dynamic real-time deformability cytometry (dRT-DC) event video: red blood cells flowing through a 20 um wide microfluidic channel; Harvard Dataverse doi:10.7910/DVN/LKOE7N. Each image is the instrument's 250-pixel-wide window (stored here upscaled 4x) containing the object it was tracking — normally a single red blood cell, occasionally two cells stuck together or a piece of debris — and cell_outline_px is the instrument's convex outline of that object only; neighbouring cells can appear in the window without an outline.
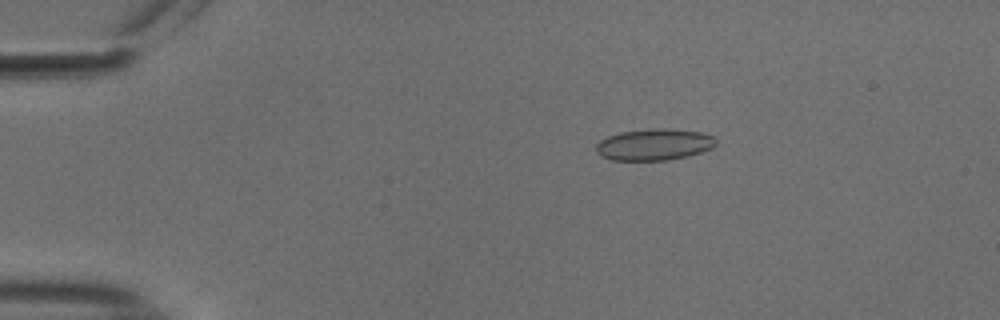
{"species": "common noctule bat (a hibernating species)", "species_latin": "Nyctalus noctula", "temperature_condition": "cold", "stored_images_in_passage": 54, "camera_frame_rate_fps": 3000, "um_per_image_px": 0.085, "animal": {"sex": "male", "body_mass_g": 18.8}, "frame": {"image": 1, "passage_image": 10, "time_ms": 3.0, "image_size_px": [1000, 320], "cell_outline_px": [[716, 144], [712, 148], [688, 156], [668, 160], [612, 160], [600, 156], [596, 152], [596, 144], [600, 140], [608, 136], [620, 132], [656, 128], [668, 128], [700, 132], [712, 136], [716, 140]], "centroid_in_image_um": [55.58, 12.29], "position_along_channel_um": 29.4, "area_um2": 22.02}}
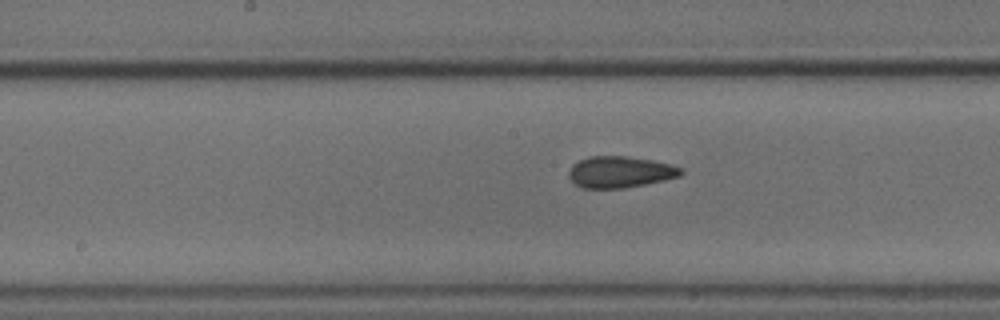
{"frame": {"image": 2, "passage_image": 28, "time_ms": 9.0, "image_size_px": [1000, 320], "cell_outline_px": [[684, 172], [680, 176], [664, 180], [624, 188], [580, 188], [568, 176], [568, 172], [572, 164], [588, 156], [628, 156], [652, 160], [672, 164], [684, 168]], "centroid_in_image_um": [52.72, 14.61], "position_along_channel_um": 195.5, "area_um2": 20.69}}
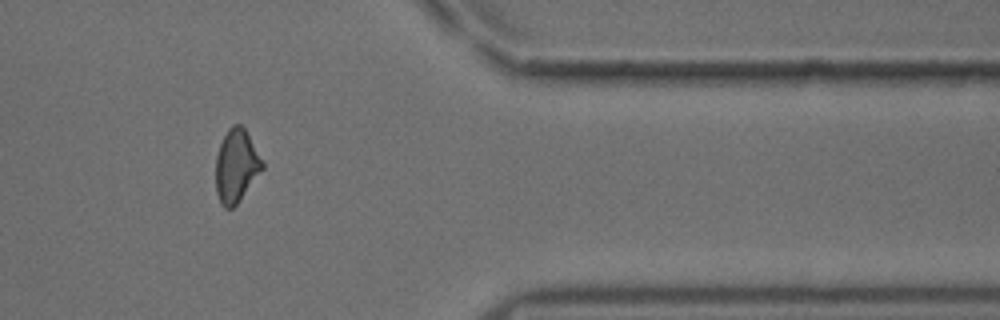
{"frame": {"image": 3, "passage_image": 45, "time_ms": 14.667, "image_size_px": [1000, 320], "cell_outline_px": [[264, 168], [236, 204], [232, 208], [224, 208], [220, 204], [216, 192], [216, 156], [220, 144], [228, 128], [232, 124], [240, 124], [244, 128], [264, 164]], "centroid_in_image_um": [20.06, 14.11], "position_along_channel_um": 391.3, "area_um2": 19.54}, "authors_computed_cell_mechanics": {"area_um2": 20.7502, "velocity_mm_per_s": 3.7738, "shape_relaxation_time_tau1_ms": 3.8317, "shape_relaxation_time_tau2_ms": 1.4553, "deformation_change_tau1": 0.0904, "deformation_change_tau2": 0.0781}}